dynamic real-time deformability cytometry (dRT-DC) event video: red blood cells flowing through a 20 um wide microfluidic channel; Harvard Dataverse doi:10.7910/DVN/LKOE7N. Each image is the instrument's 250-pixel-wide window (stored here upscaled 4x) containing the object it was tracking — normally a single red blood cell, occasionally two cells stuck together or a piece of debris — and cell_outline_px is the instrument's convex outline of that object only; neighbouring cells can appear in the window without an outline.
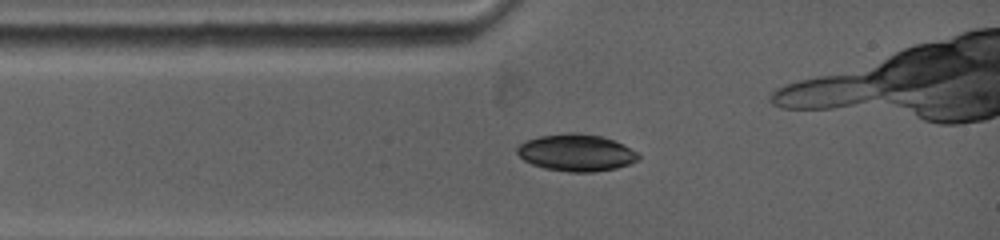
{"species": "common noctule bat (a hibernating species)", "species_latin": "Nyctalus noctula", "temperature_condition": "warm", "stored_images_in_passage": 50, "camera_frame_rate_fps": 5000, "um_per_image_px": 0.085, "animal": {"sex": "female", "body_mass_g": 19.0, "forearm_length_mm": 53.3}, "frame": {"image": 1, "passage_image": 1, "time_ms": 0.0, "image_size_px": [1000, 240], "cell_outline_px": [[640, 160], [616, 168], [592, 172], [568, 172], [544, 168], [532, 164], [524, 160], [516, 152], [516, 148], [520, 144], [528, 140], [540, 136], [576, 132], [604, 136], [624, 144], [636, 152], [640, 156]], "centroid_in_image_um": [49.01, 12.98], "position_along_channel_um": 36.0, "area_um2": 26.13}}
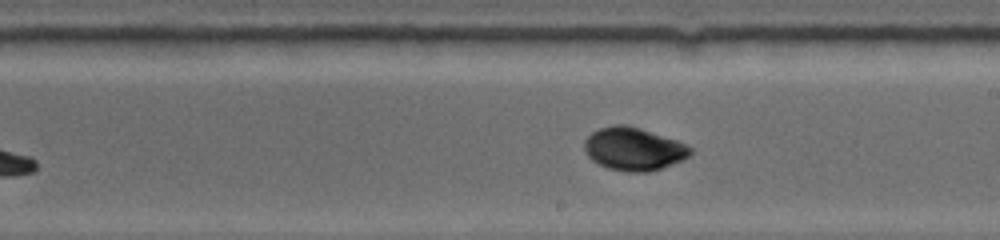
{"frame": {"image": 2, "passage_image": 29, "time_ms": 5.2, "image_size_px": [1000, 240], "cell_outline_px": [[692, 152], [684, 160], [648, 172], [628, 172], [608, 168], [596, 164], [584, 152], [584, 140], [592, 132], [600, 128], [616, 124], [620, 124], [636, 128], [676, 140], [692, 148]], "centroid_in_image_um": [53.82, 12.68], "position_along_channel_um": 235.2, "area_um2": 26.24}}
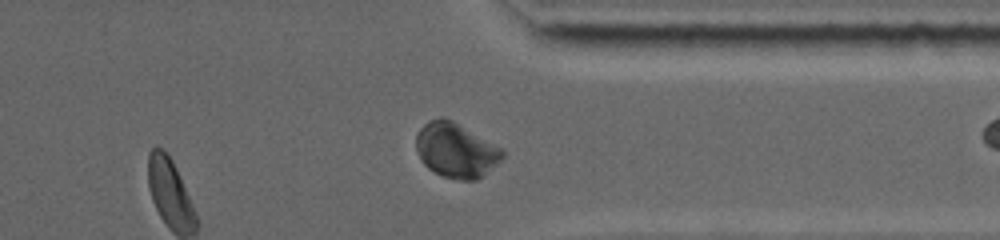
{"frame": {"image": 3, "passage_image": 48, "time_ms": 8.8, "image_size_px": [1000, 240], "cell_outline_px": [[504, 156], [484, 176], [476, 180], [460, 180], [444, 176], [428, 168], [420, 160], [416, 152], [416, 132], [428, 120], [440, 116], [444, 116], [452, 120], [504, 148]], "centroid_in_image_um": [38.75, 12.75], "position_along_channel_um": 372.6, "area_um2": 27.86}}